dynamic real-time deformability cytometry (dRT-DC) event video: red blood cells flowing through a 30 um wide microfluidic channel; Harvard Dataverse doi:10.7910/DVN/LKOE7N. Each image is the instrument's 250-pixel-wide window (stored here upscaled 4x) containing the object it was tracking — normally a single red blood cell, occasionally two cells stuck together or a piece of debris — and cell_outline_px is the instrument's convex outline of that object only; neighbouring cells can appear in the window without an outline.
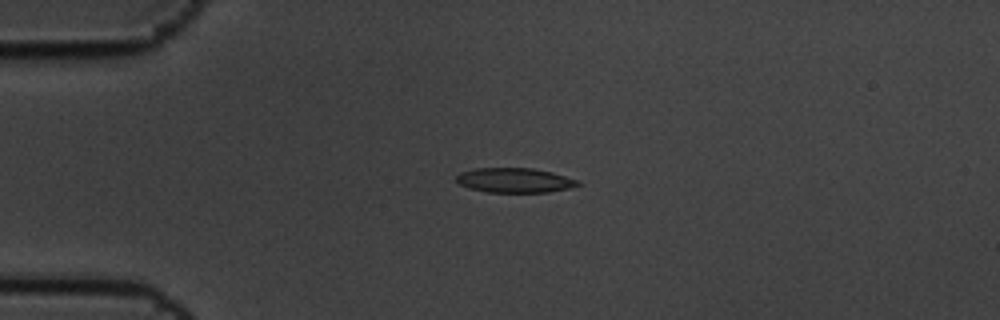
{"species": "common noctule bat (a hibernating species)", "species_latin": "Nyctalus noctula", "temperature_condition": "cold", "stored_images_in_passage": 5, "camera_frame_rate_fps": 3000, "um_per_image_px": 0.085, "animal": {"sex": "male", "body_mass_g": 19.5, "forearm_length_mm": 54.6}, "frame": {"image": 1, "passage_image": 4, "time_ms": 1.0, "image_size_px": [1000, 320], "cell_outline_px": [[580, 184], [568, 188], [548, 192], [484, 192], [468, 188], [460, 184], [456, 180], [456, 176], [460, 172], [476, 168], [532, 168], [552, 172], [580, 180]], "centroid_in_image_um": [43.73, 15.32], "position_along_channel_um": 41.3, "area_um2": 17.51}}